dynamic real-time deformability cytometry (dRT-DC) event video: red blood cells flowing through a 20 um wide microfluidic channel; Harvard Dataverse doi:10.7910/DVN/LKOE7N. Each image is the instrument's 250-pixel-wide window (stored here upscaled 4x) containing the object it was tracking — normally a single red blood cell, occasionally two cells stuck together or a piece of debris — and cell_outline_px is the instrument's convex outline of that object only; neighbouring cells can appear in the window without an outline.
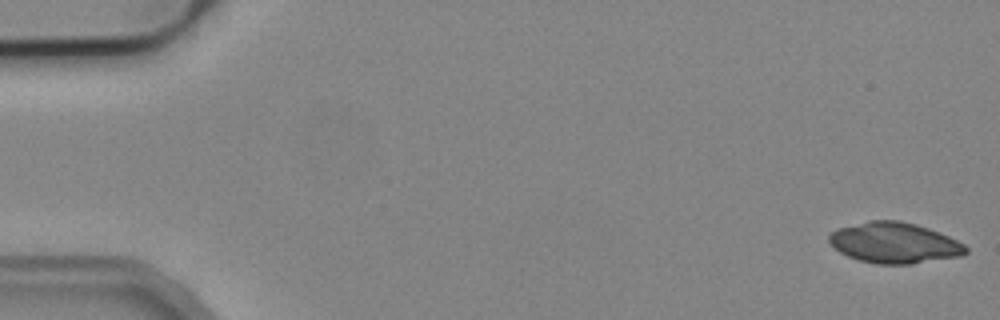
{"species": "common noctule bat (a hibernating species)", "species_latin": "Nyctalus noctula", "temperature_condition": "cold", "stored_images_in_passage": 6, "segment_of_instrument_passage": [2, 2], "camera_frame_rate_fps": 3000, "um_per_image_px": 0.085, "animal": {"sex": "male", "body_mass_g": 19.2, "forearm_length_mm": 51.8}, "frame": {"image": 1, "passage_image": 6, "time_ms": 6.0, "image_size_px": [1000, 320], "cell_outline_px": [[968, 252], [960, 256], [912, 264], [876, 264], [860, 260], [848, 256], [840, 252], [828, 240], [828, 236], [832, 232], [840, 228], [868, 220], [900, 220], [916, 224], [928, 228], [948, 236], [964, 244], [968, 248]], "centroid_in_image_um": [76.04, 20.64], "position_along_channel_um": 9.0, "area_um2": 32.31}}